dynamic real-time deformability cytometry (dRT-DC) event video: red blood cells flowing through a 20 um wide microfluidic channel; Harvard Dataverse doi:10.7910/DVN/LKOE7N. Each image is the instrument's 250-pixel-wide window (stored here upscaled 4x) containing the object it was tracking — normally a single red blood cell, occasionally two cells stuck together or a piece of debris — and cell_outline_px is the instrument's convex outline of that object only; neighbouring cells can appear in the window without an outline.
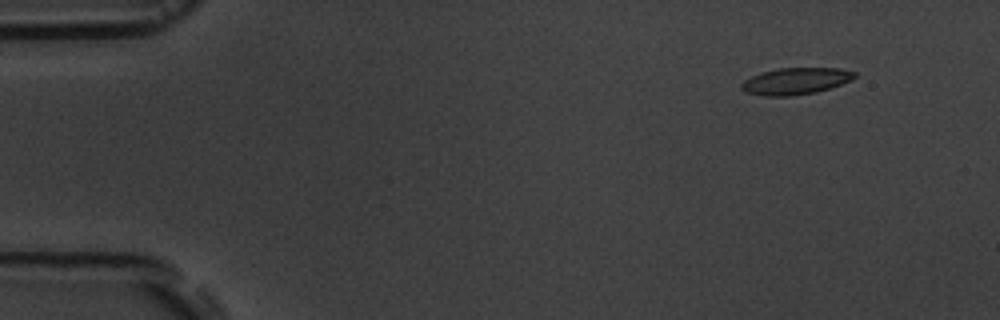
{"species": "common noctule bat (a hibernating species)", "species_latin": "Nyctalus noctula", "temperature_condition": "room temperature", "stored_images_in_passage": 5, "camera_frame_rate_fps": 3000, "um_per_image_px": 0.085, "animal": {"sex": "male", "body_mass_g": 19.5, "forearm_length_mm": 54.6}, "frame": {"image": 1, "passage_image": 2, "time_ms": 1.0, "image_size_px": [1000, 320], "cell_outline_px": [[856, 76], [852, 80], [816, 92], [792, 96], [764, 96], [744, 92], [740, 88], [740, 84], [744, 80], [760, 72], [776, 68], [840, 68], [856, 72]], "centroid_in_image_um": [67.59, 6.89], "position_along_channel_um": 17.4, "area_um2": 17.74}}
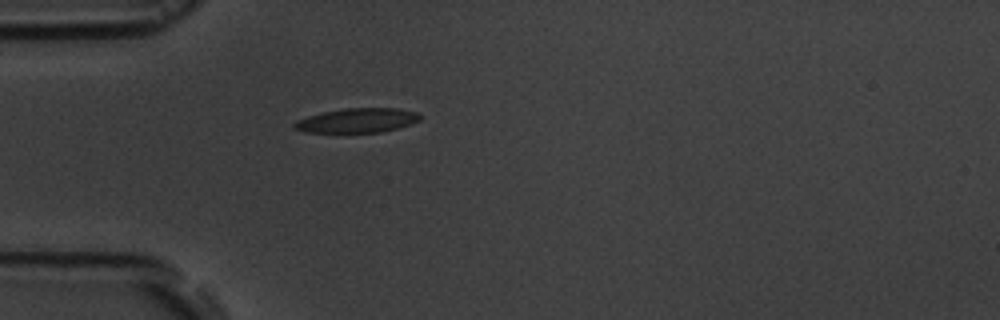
{"frame": {"image": 2, "passage_image": 5, "time_ms": 4.667, "image_size_px": [1000, 320], "cell_outline_px": [[424, 116], [420, 120], [412, 124], [380, 132], [304, 132], [292, 128], [292, 124], [296, 120], [308, 116], [324, 112], [344, 108], [396, 108], [416, 112]], "centroid_in_image_um": [30.37, 10.23], "position_along_channel_um": 54.6, "area_um2": 17.92}}